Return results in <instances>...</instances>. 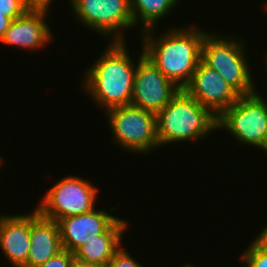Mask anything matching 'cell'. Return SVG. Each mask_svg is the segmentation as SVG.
I'll use <instances>...</instances> for the list:
<instances>
[{"mask_svg": "<svg viewBox=\"0 0 267 267\" xmlns=\"http://www.w3.org/2000/svg\"><path fill=\"white\" fill-rule=\"evenodd\" d=\"M31 212L0 214V250L13 267H27L30 241Z\"/></svg>", "mask_w": 267, "mask_h": 267, "instance_id": "cell-13", "label": "cell"}, {"mask_svg": "<svg viewBox=\"0 0 267 267\" xmlns=\"http://www.w3.org/2000/svg\"><path fill=\"white\" fill-rule=\"evenodd\" d=\"M69 1L68 5L71 4L76 21L84 25L86 29L104 36L108 42H125L126 30H132L135 27L130 0Z\"/></svg>", "mask_w": 267, "mask_h": 267, "instance_id": "cell-7", "label": "cell"}, {"mask_svg": "<svg viewBox=\"0 0 267 267\" xmlns=\"http://www.w3.org/2000/svg\"><path fill=\"white\" fill-rule=\"evenodd\" d=\"M11 21L12 20L9 17H6L3 15V13H0V41L4 37L5 31L9 28Z\"/></svg>", "mask_w": 267, "mask_h": 267, "instance_id": "cell-23", "label": "cell"}, {"mask_svg": "<svg viewBox=\"0 0 267 267\" xmlns=\"http://www.w3.org/2000/svg\"><path fill=\"white\" fill-rule=\"evenodd\" d=\"M29 8L25 0H0V13L11 20L22 16Z\"/></svg>", "mask_w": 267, "mask_h": 267, "instance_id": "cell-18", "label": "cell"}, {"mask_svg": "<svg viewBox=\"0 0 267 267\" xmlns=\"http://www.w3.org/2000/svg\"><path fill=\"white\" fill-rule=\"evenodd\" d=\"M240 259L244 267H267V249L252 240Z\"/></svg>", "mask_w": 267, "mask_h": 267, "instance_id": "cell-17", "label": "cell"}, {"mask_svg": "<svg viewBox=\"0 0 267 267\" xmlns=\"http://www.w3.org/2000/svg\"><path fill=\"white\" fill-rule=\"evenodd\" d=\"M99 187L89 180L70 175L50 187L35 208L45 218L58 221L92 211L99 196Z\"/></svg>", "mask_w": 267, "mask_h": 267, "instance_id": "cell-8", "label": "cell"}, {"mask_svg": "<svg viewBox=\"0 0 267 267\" xmlns=\"http://www.w3.org/2000/svg\"><path fill=\"white\" fill-rule=\"evenodd\" d=\"M107 44L105 51L84 72L81 86L104 112L131 103L138 62L129 55L126 41Z\"/></svg>", "mask_w": 267, "mask_h": 267, "instance_id": "cell-2", "label": "cell"}, {"mask_svg": "<svg viewBox=\"0 0 267 267\" xmlns=\"http://www.w3.org/2000/svg\"><path fill=\"white\" fill-rule=\"evenodd\" d=\"M30 7L49 8L52 6L53 0H25Z\"/></svg>", "mask_w": 267, "mask_h": 267, "instance_id": "cell-21", "label": "cell"}, {"mask_svg": "<svg viewBox=\"0 0 267 267\" xmlns=\"http://www.w3.org/2000/svg\"><path fill=\"white\" fill-rule=\"evenodd\" d=\"M252 239L260 246L267 249V225H265L258 235Z\"/></svg>", "mask_w": 267, "mask_h": 267, "instance_id": "cell-22", "label": "cell"}, {"mask_svg": "<svg viewBox=\"0 0 267 267\" xmlns=\"http://www.w3.org/2000/svg\"><path fill=\"white\" fill-rule=\"evenodd\" d=\"M30 241L27 267L44 264L63 250L58 223L42 216L36 208L31 212Z\"/></svg>", "mask_w": 267, "mask_h": 267, "instance_id": "cell-14", "label": "cell"}, {"mask_svg": "<svg viewBox=\"0 0 267 267\" xmlns=\"http://www.w3.org/2000/svg\"><path fill=\"white\" fill-rule=\"evenodd\" d=\"M182 0H130V9L135 27L138 26L139 33L148 29L158 28L159 19L170 15ZM141 26H140V25ZM138 25V26H137ZM141 29V31H140Z\"/></svg>", "mask_w": 267, "mask_h": 267, "instance_id": "cell-16", "label": "cell"}, {"mask_svg": "<svg viewBox=\"0 0 267 267\" xmlns=\"http://www.w3.org/2000/svg\"><path fill=\"white\" fill-rule=\"evenodd\" d=\"M217 129L225 130L236 142L267 152V100L260 91L241 96L217 119Z\"/></svg>", "mask_w": 267, "mask_h": 267, "instance_id": "cell-6", "label": "cell"}, {"mask_svg": "<svg viewBox=\"0 0 267 267\" xmlns=\"http://www.w3.org/2000/svg\"><path fill=\"white\" fill-rule=\"evenodd\" d=\"M217 117L184 89L156 114L161 146L204 140L217 129Z\"/></svg>", "mask_w": 267, "mask_h": 267, "instance_id": "cell-3", "label": "cell"}, {"mask_svg": "<svg viewBox=\"0 0 267 267\" xmlns=\"http://www.w3.org/2000/svg\"><path fill=\"white\" fill-rule=\"evenodd\" d=\"M110 134L119 149L132 154H151L160 148L156 114L131 104L105 111Z\"/></svg>", "mask_w": 267, "mask_h": 267, "instance_id": "cell-5", "label": "cell"}, {"mask_svg": "<svg viewBox=\"0 0 267 267\" xmlns=\"http://www.w3.org/2000/svg\"><path fill=\"white\" fill-rule=\"evenodd\" d=\"M264 58H266L265 61H264V62H266L267 61V54H266V56ZM265 67H266V70L264 72H266V75H267V62H266V66Z\"/></svg>", "mask_w": 267, "mask_h": 267, "instance_id": "cell-27", "label": "cell"}, {"mask_svg": "<svg viewBox=\"0 0 267 267\" xmlns=\"http://www.w3.org/2000/svg\"><path fill=\"white\" fill-rule=\"evenodd\" d=\"M246 43L242 37H227L210 31L204 37L201 50V61L217 71L241 96L258 91L246 54Z\"/></svg>", "mask_w": 267, "mask_h": 267, "instance_id": "cell-4", "label": "cell"}, {"mask_svg": "<svg viewBox=\"0 0 267 267\" xmlns=\"http://www.w3.org/2000/svg\"><path fill=\"white\" fill-rule=\"evenodd\" d=\"M130 224L119 218L105 233L94 236L75 250L74 257L90 263L106 266L123 244V235ZM122 243V244H121Z\"/></svg>", "mask_w": 267, "mask_h": 267, "instance_id": "cell-15", "label": "cell"}, {"mask_svg": "<svg viewBox=\"0 0 267 267\" xmlns=\"http://www.w3.org/2000/svg\"><path fill=\"white\" fill-rule=\"evenodd\" d=\"M193 265L194 264H192V263H186L182 267H195V265L194 266Z\"/></svg>", "mask_w": 267, "mask_h": 267, "instance_id": "cell-25", "label": "cell"}, {"mask_svg": "<svg viewBox=\"0 0 267 267\" xmlns=\"http://www.w3.org/2000/svg\"><path fill=\"white\" fill-rule=\"evenodd\" d=\"M263 7H264V9H265V11L267 12V2H265V4L263 3Z\"/></svg>", "mask_w": 267, "mask_h": 267, "instance_id": "cell-28", "label": "cell"}, {"mask_svg": "<svg viewBox=\"0 0 267 267\" xmlns=\"http://www.w3.org/2000/svg\"><path fill=\"white\" fill-rule=\"evenodd\" d=\"M184 90L217 118L241 97L217 71L202 61L196 66L192 79Z\"/></svg>", "mask_w": 267, "mask_h": 267, "instance_id": "cell-10", "label": "cell"}, {"mask_svg": "<svg viewBox=\"0 0 267 267\" xmlns=\"http://www.w3.org/2000/svg\"><path fill=\"white\" fill-rule=\"evenodd\" d=\"M5 160L3 161L2 157L0 156V168L2 167V164L4 165Z\"/></svg>", "mask_w": 267, "mask_h": 267, "instance_id": "cell-26", "label": "cell"}, {"mask_svg": "<svg viewBox=\"0 0 267 267\" xmlns=\"http://www.w3.org/2000/svg\"><path fill=\"white\" fill-rule=\"evenodd\" d=\"M188 26L169 27L157 35L154 34L158 29L152 28L140 34L144 55L180 89L191 81L201 61L202 42L209 32L199 25Z\"/></svg>", "mask_w": 267, "mask_h": 267, "instance_id": "cell-1", "label": "cell"}, {"mask_svg": "<svg viewBox=\"0 0 267 267\" xmlns=\"http://www.w3.org/2000/svg\"><path fill=\"white\" fill-rule=\"evenodd\" d=\"M142 264L134 259L126 248L121 246L105 267H144Z\"/></svg>", "mask_w": 267, "mask_h": 267, "instance_id": "cell-19", "label": "cell"}, {"mask_svg": "<svg viewBox=\"0 0 267 267\" xmlns=\"http://www.w3.org/2000/svg\"><path fill=\"white\" fill-rule=\"evenodd\" d=\"M73 259L74 253L63 249L44 264L35 267H71Z\"/></svg>", "mask_w": 267, "mask_h": 267, "instance_id": "cell-20", "label": "cell"}, {"mask_svg": "<svg viewBox=\"0 0 267 267\" xmlns=\"http://www.w3.org/2000/svg\"><path fill=\"white\" fill-rule=\"evenodd\" d=\"M119 218L104 209L94 208L77 216L59 219L57 223L63 249L74 252L94 236L105 233Z\"/></svg>", "mask_w": 267, "mask_h": 267, "instance_id": "cell-12", "label": "cell"}, {"mask_svg": "<svg viewBox=\"0 0 267 267\" xmlns=\"http://www.w3.org/2000/svg\"><path fill=\"white\" fill-rule=\"evenodd\" d=\"M179 90L180 88L144 55L142 48L136 66L130 104L157 114Z\"/></svg>", "mask_w": 267, "mask_h": 267, "instance_id": "cell-9", "label": "cell"}, {"mask_svg": "<svg viewBox=\"0 0 267 267\" xmlns=\"http://www.w3.org/2000/svg\"><path fill=\"white\" fill-rule=\"evenodd\" d=\"M49 8H29L22 16L13 19L1 42L8 46L37 51L53 42V33L47 19Z\"/></svg>", "mask_w": 267, "mask_h": 267, "instance_id": "cell-11", "label": "cell"}, {"mask_svg": "<svg viewBox=\"0 0 267 267\" xmlns=\"http://www.w3.org/2000/svg\"><path fill=\"white\" fill-rule=\"evenodd\" d=\"M71 267H105V266L97 264V263H90L87 261H83V260H80L74 257Z\"/></svg>", "mask_w": 267, "mask_h": 267, "instance_id": "cell-24", "label": "cell"}]
</instances>
